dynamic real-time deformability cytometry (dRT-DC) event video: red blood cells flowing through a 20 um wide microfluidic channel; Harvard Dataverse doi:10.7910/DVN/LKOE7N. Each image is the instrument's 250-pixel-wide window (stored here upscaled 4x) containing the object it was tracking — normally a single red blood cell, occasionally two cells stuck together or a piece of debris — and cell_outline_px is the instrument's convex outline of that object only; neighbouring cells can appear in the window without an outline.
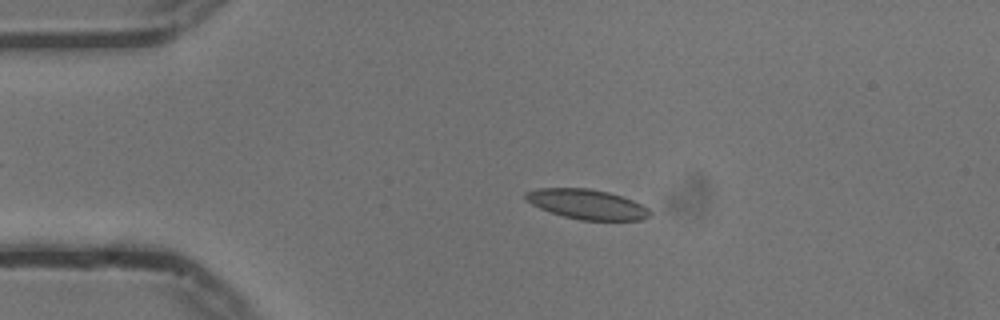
{"species": "common noctule bat (a hibernating species)", "species_latin": "Nyctalus noctula", "temperature_condition": "cold", "stored_images_in_passage": 54, "camera_frame_rate_fps": 3000, "um_per_image_px": 0.085, "animal": {"sex": "male", "body_mass_g": 13.3}, "frame": {"image": 1, "passage_image": 11, "time_ms": 3.333, "image_size_px": [1000, 320], "cell_outline_px": [[652, 216], [644, 220], [580, 220], [564, 216], [540, 208], [532, 204], [524, 196], [524, 192], [540, 188], [588, 188], [608, 192], [632, 200], [648, 208], [652, 212]], "centroid_in_image_um": [49.93, 17.36], "position_along_channel_um": 35.1, "area_um2": 21.5}}
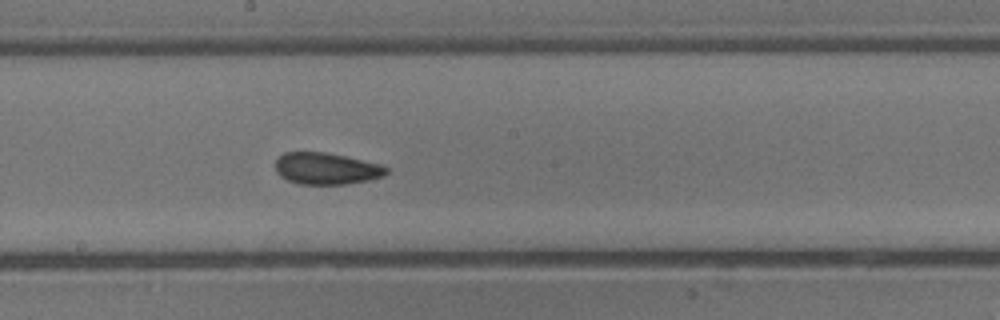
{"frame": {"image": 2, "passage_image": 29, "time_ms": 9.333, "image_size_px": [1000, 320], "cell_outline_px": [[388, 172], [384, 176], [368, 180], [344, 184], [300, 184], [288, 180], [280, 176], [276, 172], [276, 160], [284, 152], [324, 152], [384, 164], [388, 168]], "centroid_in_image_um": [27.76, 14.32], "position_along_channel_um": 220.4, "area_um2": 20.52}}
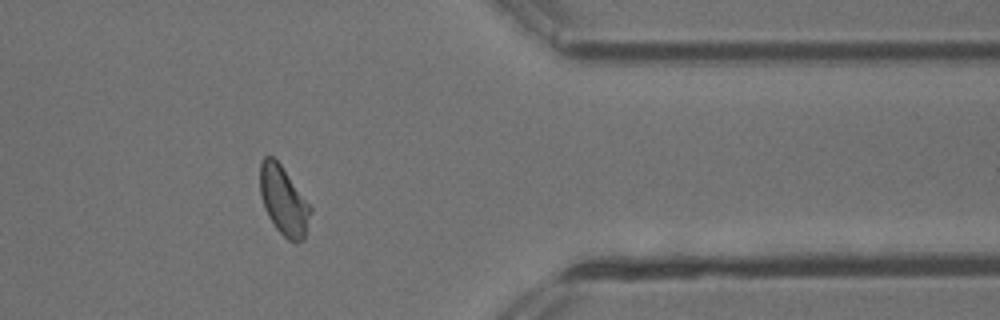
{"frame": {"image": 3, "passage_image": 44, "time_ms": 14.333, "image_size_px": [1000, 320], "cell_outline_px": [[312, 212], [304, 240], [296, 244], [288, 240], [276, 228], [268, 216], [264, 208], [260, 192], [260, 160], [264, 156], [272, 156], [280, 164], [312, 208]], "centroid_in_image_um": [24.11, 17.09], "position_along_channel_um": 387.3, "area_um2": 20.23}, "authors_computed_cell_mechanics": {"area_um2": 20.6057, "velocity_mm_per_s": 3.7195, "shape_relaxation_time_tau1_ms": null, "shape_relaxation_time_tau2_ms": 3.4288, "deformation_change_tau1": null, "deformation_change_tau2": 0.0833}}